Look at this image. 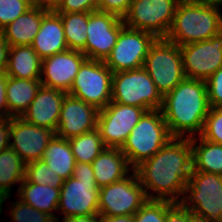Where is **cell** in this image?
I'll list each match as a JSON object with an SVG mask.
<instances>
[{"mask_svg": "<svg viewBox=\"0 0 222 222\" xmlns=\"http://www.w3.org/2000/svg\"><path fill=\"white\" fill-rule=\"evenodd\" d=\"M134 170L148 199L181 202L193 170L190 138L172 137Z\"/></svg>", "mask_w": 222, "mask_h": 222, "instance_id": "obj_1", "label": "cell"}, {"mask_svg": "<svg viewBox=\"0 0 222 222\" xmlns=\"http://www.w3.org/2000/svg\"><path fill=\"white\" fill-rule=\"evenodd\" d=\"M210 105L206 81L184 78L163 97L161 111L172 137L200 136Z\"/></svg>", "mask_w": 222, "mask_h": 222, "instance_id": "obj_2", "label": "cell"}, {"mask_svg": "<svg viewBox=\"0 0 222 222\" xmlns=\"http://www.w3.org/2000/svg\"><path fill=\"white\" fill-rule=\"evenodd\" d=\"M221 32V7L205 1H180L166 39L183 46L209 40Z\"/></svg>", "mask_w": 222, "mask_h": 222, "instance_id": "obj_3", "label": "cell"}, {"mask_svg": "<svg viewBox=\"0 0 222 222\" xmlns=\"http://www.w3.org/2000/svg\"><path fill=\"white\" fill-rule=\"evenodd\" d=\"M99 187L95 182L92 165L76 162L72 177L64 180L60 189L57 214L63 218L99 215Z\"/></svg>", "mask_w": 222, "mask_h": 222, "instance_id": "obj_4", "label": "cell"}, {"mask_svg": "<svg viewBox=\"0 0 222 222\" xmlns=\"http://www.w3.org/2000/svg\"><path fill=\"white\" fill-rule=\"evenodd\" d=\"M172 136L169 133L161 109L146 111L131 130L123 144L130 166L135 169L159 151Z\"/></svg>", "mask_w": 222, "mask_h": 222, "instance_id": "obj_5", "label": "cell"}, {"mask_svg": "<svg viewBox=\"0 0 222 222\" xmlns=\"http://www.w3.org/2000/svg\"><path fill=\"white\" fill-rule=\"evenodd\" d=\"M143 68L162 97L185 78L180 47L166 38H157L151 45Z\"/></svg>", "mask_w": 222, "mask_h": 222, "instance_id": "obj_6", "label": "cell"}, {"mask_svg": "<svg viewBox=\"0 0 222 222\" xmlns=\"http://www.w3.org/2000/svg\"><path fill=\"white\" fill-rule=\"evenodd\" d=\"M111 101L150 111L161 109L163 97L142 67L113 73Z\"/></svg>", "mask_w": 222, "mask_h": 222, "instance_id": "obj_7", "label": "cell"}, {"mask_svg": "<svg viewBox=\"0 0 222 222\" xmlns=\"http://www.w3.org/2000/svg\"><path fill=\"white\" fill-rule=\"evenodd\" d=\"M181 203L209 221L222 222V176L192 171Z\"/></svg>", "mask_w": 222, "mask_h": 222, "instance_id": "obj_8", "label": "cell"}, {"mask_svg": "<svg viewBox=\"0 0 222 222\" xmlns=\"http://www.w3.org/2000/svg\"><path fill=\"white\" fill-rule=\"evenodd\" d=\"M112 77L113 72L104 61L86 59L80 66L68 95L81 99L98 110L105 108L111 102Z\"/></svg>", "mask_w": 222, "mask_h": 222, "instance_id": "obj_9", "label": "cell"}, {"mask_svg": "<svg viewBox=\"0 0 222 222\" xmlns=\"http://www.w3.org/2000/svg\"><path fill=\"white\" fill-rule=\"evenodd\" d=\"M147 200L133 170L125 178L99 188V216L134 215Z\"/></svg>", "mask_w": 222, "mask_h": 222, "instance_id": "obj_10", "label": "cell"}, {"mask_svg": "<svg viewBox=\"0 0 222 222\" xmlns=\"http://www.w3.org/2000/svg\"><path fill=\"white\" fill-rule=\"evenodd\" d=\"M181 0H131L123 18L124 25L166 38L172 26L175 11Z\"/></svg>", "mask_w": 222, "mask_h": 222, "instance_id": "obj_11", "label": "cell"}, {"mask_svg": "<svg viewBox=\"0 0 222 222\" xmlns=\"http://www.w3.org/2000/svg\"><path fill=\"white\" fill-rule=\"evenodd\" d=\"M156 39L150 33L124 26L104 62L113 73L142 68L149 49Z\"/></svg>", "mask_w": 222, "mask_h": 222, "instance_id": "obj_12", "label": "cell"}, {"mask_svg": "<svg viewBox=\"0 0 222 222\" xmlns=\"http://www.w3.org/2000/svg\"><path fill=\"white\" fill-rule=\"evenodd\" d=\"M146 112L144 108L110 102L98 112L97 129L106 148L121 149L131 130Z\"/></svg>", "mask_w": 222, "mask_h": 222, "instance_id": "obj_13", "label": "cell"}, {"mask_svg": "<svg viewBox=\"0 0 222 222\" xmlns=\"http://www.w3.org/2000/svg\"><path fill=\"white\" fill-rule=\"evenodd\" d=\"M123 19L106 12L88 13L87 41L82 53L91 60L105 61L116 44Z\"/></svg>", "mask_w": 222, "mask_h": 222, "instance_id": "obj_14", "label": "cell"}, {"mask_svg": "<svg viewBox=\"0 0 222 222\" xmlns=\"http://www.w3.org/2000/svg\"><path fill=\"white\" fill-rule=\"evenodd\" d=\"M179 47L186 78L206 81L222 67V32L209 40Z\"/></svg>", "mask_w": 222, "mask_h": 222, "instance_id": "obj_15", "label": "cell"}, {"mask_svg": "<svg viewBox=\"0 0 222 222\" xmlns=\"http://www.w3.org/2000/svg\"><path fill=\"white\" fill-rule=\"evenodd\" d=\"M55 132L26 122L22 117H11L10 147L25 164L41 160Z\"/></svg>", "mask_w": 222, "mask_h": 222, "instance_id": "obj_16", "label": "cell"}, {"mask_svg": "<svg viewBox=\"0 0 222 222\" xmlns=\"http://www.w3.org/2000/svg\"><path fill=\"white\" fill-rule=\"evenodd\" d=\"M86 59L81 51L70 49L42 59L41 85L68 93L80 66Z\"/></svg>", "mask_w": 222, "mask_h": 222, "instance_id": "obj_17", "label": "cell"}, {"mask_svg": "<svg viewBox=\"0 0 222 222\" xmlns=\"http://www.w3.org/2000/svg\"><path fill=\"white\" fill-rule=\"evenodd\" d=\"M98 112L95 106L67 94L61 106L55 135L70 139L95 130Z\"/></svg>", "mask_w": 222, "mask_h": 222, "instance_id": "obj_18", "label": "cell"}, {"mask_svg": "<svg viewBox=\"0 0 222 222\" xmlns=\"http://www.w3.org/2000/svg\"><path fill=\"white\" fill-rule=\"evenodd\" d=\"M67 94L65 91L41 85L21 117L28 123L56 132L61 106Z\"/></svg>", "mask_w": 222, "mask_h": 222, "instance_id": "obj_19", "label": "cell"}, {"mask_svg": "<svg viewBox=\"0 0 222 222\" xmlns=\"http://www.w3.org/2000/svg\"><path fill=\"white\" fill-rule=\"evenodd\" d=\"M31 46L41 59L69 49L66 44L62 19L53 9L43 16L40 29Z\"/></svg>", "mask_w": 222, "mask_h": 222, "instance_id": "obj_20", "label": "cell"}, {"mask_svg": "<svg viewBox=\"0 0 222 222\" xmlns=\"http://www.w3.org/2000/svg\"><path fill=\"white\" fill-rule=\"evenodd\" d=\"M91 165L99 188L125 178L134 170L119 148H105Z\"/></svg>", "mask_w": 222, "mask_h": 222, "instance_id": "obj_21", "label": "cell"}, {"mask_svg": "<svg viewBox=\"0 0 222 222\" xmlns=\"http://www.w3.org/2000/svg\"><path fill=\"white\" fill-rule=\"evenodd\" d=\"M49 10L44 6L33 5L1 30L5 41L10 47L31 45L40 29L43 16Z\"/></svg>", "mask_w": 222, "mask_h": 222, "instance_id": "obj_22", "label": "cell"}, {"mask_svg": "<svg viewBox=\"0 0 222 222\" xmlns=\"http://www.w3.org/2000/svg\"><path fill=\"white\" fill-rule=\"evenodd\" d=\"M42 59L31 45L9 49L6 74L17 79H40Z\"/></svg>", "mask_w": 222, "mask_h": 222, "instance_id": "obj_23", "label": "cell"}, {"mask_svg": "<svg viewBox=\"0 0 222 222\" xmlns=\"http://www.w3.org/2000/svg\"><path fill=\"white\" fill-rule=\"evenodd\" d=\"M60 189L48 185L30 183L24 179L16 189L17 193L14 194H17L16 196L24 203L52 215L57 221L55 212L57 213L58 209Z\"/></svg>", "mask_w": 222, "mask_h": 222, "instance_id": "obj_24", "label": "cell"}, {"mask_svg": "<svg viewBox=\"0 0 222 222\" xmlns=\"http://www.w3.org/2000/svg\"><path fill=\"white\" fill-rule=\"evenodd\" d=\"M40 87V79H17L8 76L6 87L8 118L21 117Z\"/></svg>", "mask_w": 222, "mask_h": 222, "instance_id": "obj_25", "label": "cell"}, {"mask_svg": "<svg viewBox=\"0 0 222 222\" xmlns=\"http://www.w3.org/2000/svg\"><path fill=\"white\" fill-rule=\"evenodd\" d=\"M190 140L192 171H202L222 176V145L205 140L201 135L192 137Z\"/></svg>", "mask_w": 222, "mask_h": 222, "instance_id": "obj_26", "label": "cell"}, {"mask_svg": "<svg viewBox=\"0 0 222 222\" xmlns=\"http://www.w3.org/2000/svg\"><path fill=\"white\" fill-rule=\"evenodd\" d=\"M42 160L64 180L72 177L76 161L68 139L54 135L44 151Z\"/></svg>", "mask_w": 222, "mask_h": 222, "instance_id": "obj_27", "label": "cell"}, {"mask_svg": "<svg viewBox=\"0 0 222 222\" xmlns=\"http://www.w3.org/2000/svg\"><path fill=\"white\" fill-rule=\"evenodd\" d=\"M26 164L11 148L0 152V199L12 196L14 185L25 179Z\"/></svg>", "mask_w": 222, "mask_h": 222, "instance_id": "obj_28", "label": "cell"}, {"mask_svg": "<svg viewBox=\"0 0 222 222\" xmlns=\"http://www.w3.org/2000/svg\"><path fill=\"white\" fill-rule=\"evenodd\" d=\"M62 19L66 44L70 50L83 51L87 41L88 13H58Z\"/></svg>", "mask_w": 222, "mask_h": 222, "instance_id": "obj_29", "label": "cell"}, {"mask_svg": "<svg viewBox=\"0 0 222 222\" xmlns=\"http://www.w3.org/2000/svg\"><path fill=\"white\" fill-rule=\"evenodd\" d=\"M68 141L76 162L91 164L106 148L97 128L79 136H74Z\"/></svg>", "mask_w": 222, "mask_h": 222, "instance_id": "obj_30", "label": "cell"}, {"mask_svg": "<svg viewBox=\"0 0 222 222\" xmlns=\"http://www.w3.org/2000/svg\"><path fill=\"white\" fill-rule=\"evenodd\" d=\"M11 196H6L0 199V216L2 215L4 203H8V214L12 222H57L56 219L43 211H39L34 207L24 203L19 198L13 200ZM11 201V203L9 202Z\"/></svg>", "mask_w": 222, "mask_h": 222, "instance_id": "obj_31", "label": "cell"}, {"mask_svg": "<svg viewBox=\"0 0 222 222\" xmlns=\"http://www.w3.org/2000/svg\"><path fill=\"white\" fill-rule=\"evenodd\" d=\"M25 179L30 183L53 188H61L64 183V179L53 172L42 159L26 164Z\"/></svg>", "mask_w": 222, "mask_h": 222, "instance_id": "obj_32", "label": "cell"}, {"mask_svg": "<svg viewBox=\"0 0 222 222\" xmlns=\"http://www.w3.org/2000/svg\"><path fill=\"white\" fill-rule=\"evenodd\" d=\"M172 201L148 199L133 215L134 222H165L166 210Z\"/></svg>", "mask_w": 222, "mask_h": 222, "instance_id": "obj_33", "label": "cell"}, {"mask_svg": "<svg viewBox=\"0 0 222 222\" xmlns=\"http://www.w3.org/2000/svg\"><path fill=\"white\" fill-rule=\"evenodd\" d=\"M32 6L30 0H0V31Z\"/></svg>", "mask_w": 222, "mask_h": 222, "instance_id": "obj_34", "label": "cell"}, {"mask_svg": "<svg viewBox=\"0 0 222 222\" xmlns=\"http://www.w3.org/2000/svg\"><path fill=\"white\" fill-rule=\"evenodd\" d=\"M201 136L205 140L222 145V107L210 108Z\"/></svg>", "mask_w": 222, "mask_h": 222, "instance_id": "obj_35", "label": "cell"}, {"mask_svg": "<svg viewBox=\"0 0 222 222\" xmlns=\"http://www.w3.org/2000/svg\"><path fill=\"white\" fill-rule=\"evenodd\" d=\"M98 0H58L53 10L57 13H89L97 11Z\"/></svg>", "mask_w": 222, "mask_h": 222, "instance_id": "obj_36", "label": "cell"}, {"mask_svg": "<svg viewBox=\"0 0 222 222\" xmlns=\"http://www.w3.org/2000/svg\"><path fill=\"white\" fill-rule=\"evenodd\" d=\"M206 84L210 108L222 107V67L206 80Z\"/></svg>", "mask_w": 222, "mask_h": 222, "instance_id": "obj_37", "label": "cell"}, {"mask_svg": "<svg viewBox=\"0 0 222 222\" xmlns=\"http://www.w3.org/2000/svg\"><path fill=\"white\" fill-rule=\"evenodd\" d=\"M131 0H98L97 10L123 19L129 11Z\"/></svg>", "mask_w": 222, "mask_h": 222, "instance_id": "obj_38", "label": "cell"}, {"mask_svg": "<svg viewBox=\"0 0 222 222\" xmlns=\"http://www.w3.org/2000/svg\"><path fill=\"white\" fill-rule=\"evenodd\" d=\"M188 211L181 202H173L166 210L165 222H187Z\"/></svg>", "mask_w": 222, "mask_h": 222, "instance_id": "obj_39", "label": "cell"}, {"mask_svg": "<svg viewBox=\"0 0 222 222\" xmlns=\"http://www.w3.org/2000/svg\"><path fill=\"white\" fill-rule=\"evenodd\" d=\"M8 75L6 72L0 73V117L8 118V104L6 98Z\"/></svg>", "mask_w": 222, "mask_h": 222, "instance_id": "obj_40", "label": "cell"}, {"mask_svg": "<svg viewBox=\"0 0 222 222\" xmlns=\"http://www.w3.org/2000/svg\"><path fill=\"white\" fill-rule=\"evenodd\" d=\"M11 118L0 120V152L10 147Z\"/></svg>", "mask_w": 222, "mask_h": 222, "instance_id": "obj_41", "label": "cell"}, {"mask_svg": "<svg viewBox=\"0 0 222 222\" xmlns=\"http://www.w3.org/2000/svg\"><path fill=\"white\" fill-rule=\"evenodd\" d=\"M9 49L10 46L5 41L2 31H0V73L6 71Z\"/></svg>", "mask_w": 222, "mask_h": 222, "instance_id": "obj_42", "label": "cell"}, {"mask_svg": "<svg viewBox=\"0 0 222 222\" xmlns=\"http://www.w3.org/2000/svg\"><path fill=\"white\" fill-rule=\"evenodd\" d=\"M62 219V221H60ZM99 215H82V216H72L61 218L59 214L57 215V222H98Z\"/></svg>", "mask_w": 222, "mask_h": 222, "instance_id": "obj_43", "label": "cell"}, {"mask_svg": "<svg viewBox=\"0 0 222 222\" xmlns=\"http://www.w3.org/2000/svg\"><path fill=\"white\" fill-rule=\"evenodd\" d=\"M98 222H134L133 215L99 216Z\"/></svg>", "mask_w": 222, "mask_h": 222, "instance_id": "obj_44", "label": "cell"}, {"mask_svg": "<svg viewBox=\"0 0 222 222\" xmlns=\"http://www.w3.org/2000/svg\"><path fill=\"white\" fill-rule=\"evenodd\" d=\"M32 5L36 6H44L49 9H53L54 6L57 4L58 0H30Z\"/></svg>", "mask_w": 222, "mask_h": 222, "instance_id": "obj_45", "label": "cell"}, {"mask_svg": "<svg viewBox=\"0 0 222 222\" xmlns=\"http://www.w3.org/2000/svg\"><path fill=\"white\" fill-rule=\"evenodd\" d=\"M187 222H212L209 221L208 219H206L203 216L194 214L193 212H191L190 210L188 211V220Z\"/></svg>", "mask_w": 222, "mask_h": 222, "instance_id": "obj_46", "label": "cell"}, {"mask_svg": "<svg viewBox=\"0 0 222 222\" xmlns=\"http://www.w3.org/2000/svg\"><path fill=\"white\" fill-rule=\"evenodd\" d=\"M205 2L222 8V0H205Z\"/></svg>", "mask_w": 222, "mask_h": 222, "instance_id": "obj_47", "label": "cell"}, {"mask_svg": "<svg viewBox=\"0 0 222 222\" xmlns=\"http://www.w3.org/2000/svg\"><path fill=\"white\" fill-rule=\"evenodd\" d=\"M181 1H205V0H181Z\"/></svg>", "mask_w": 222, "mask_h": 222, "instance_id": "obj_48", "label": "cell"}]
</instances>
